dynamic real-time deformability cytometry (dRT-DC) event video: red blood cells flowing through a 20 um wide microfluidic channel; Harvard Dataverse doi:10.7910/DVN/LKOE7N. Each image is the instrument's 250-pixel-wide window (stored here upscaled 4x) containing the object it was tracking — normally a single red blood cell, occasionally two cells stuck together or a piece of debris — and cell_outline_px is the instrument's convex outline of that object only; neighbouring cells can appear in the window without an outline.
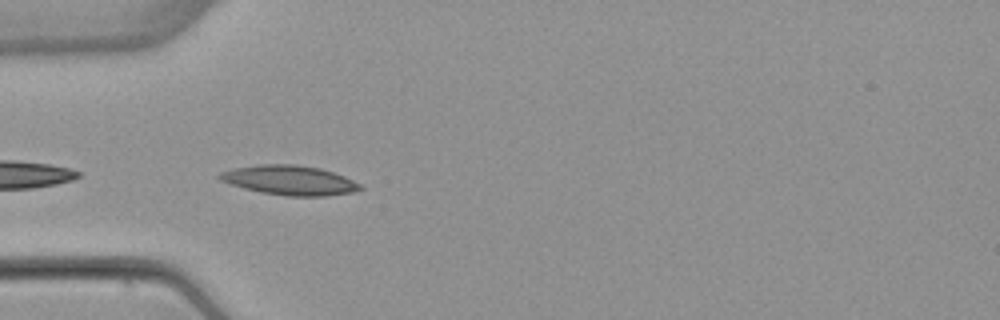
{"species": "common noctule bat (a hibernating species)", "species_latin": "Nyctalus noctula", "temperature_condition": "warm", "stored_images_in_passage": 5, "camera_frame_rate_fps": 3000, "um_per_image_px": 0.085, "animal": {"sex": "female", "body_mass_g": 22.7, "forearm_length_mm": 54.2}, "frame": {"image": 1, "passage_image": 2, "time_ms": 0.333, "image_size_px": [1000, 320], "cell_outline_px": [[364, 188], [352, 192], [324, 196], [288, 196], [260, 192], [244, 188], [220, 180], [216, 176], [220, 172], [232, 168], [260, 164], [296, 164], [320, 168], [344, 176], [360, 184]], "centroid_in_image_um": [24.59, 15.31], "position_along_channel_um": 60.4, "area_um2": 24.16}}